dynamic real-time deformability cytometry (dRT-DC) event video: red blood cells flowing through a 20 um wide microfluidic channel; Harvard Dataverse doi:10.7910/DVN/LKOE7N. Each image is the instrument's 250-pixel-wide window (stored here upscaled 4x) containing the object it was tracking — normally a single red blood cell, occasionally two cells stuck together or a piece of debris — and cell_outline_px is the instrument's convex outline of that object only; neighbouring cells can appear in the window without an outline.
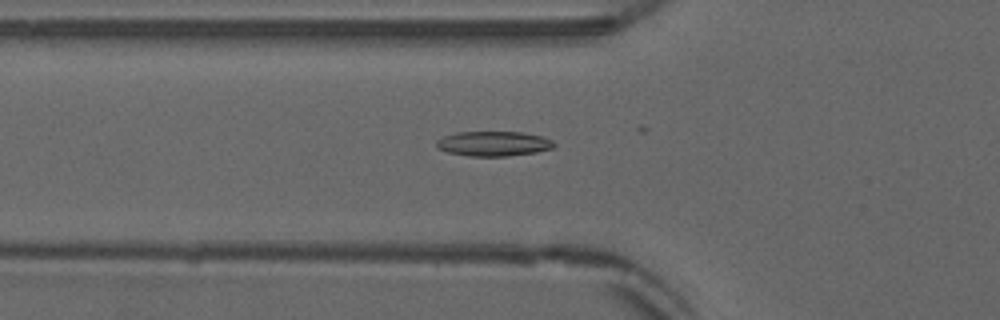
{"species": "common noctule bat (a hibernating species)", "species_latin": "Nyctalus noctula", "temperature_condition": "warm", "stored_images_in_passage": 32, "camera_frame_rate_fps": 3000, "um_per_image_px": 0.085, "animal": {"sex": "male", "forearm_length_mm": 52.5}, "frame": {"image": 1, "passage_image": 20, "time_ms": 6.333, "image_size_px": [1000, 320], "cell_outline_px": [[556, 144], [552, 148], [536, 152], [508, 156], [468, 156], [448, 152], [436, 148], [436, 140], [444, 136], [456, 132], [524, 132], [540, 136], [552, 140]], "centroid_in_image_um": [41.93, 12.21], "position_along_channel_um": 83.9, "area_um2": 17.05}}
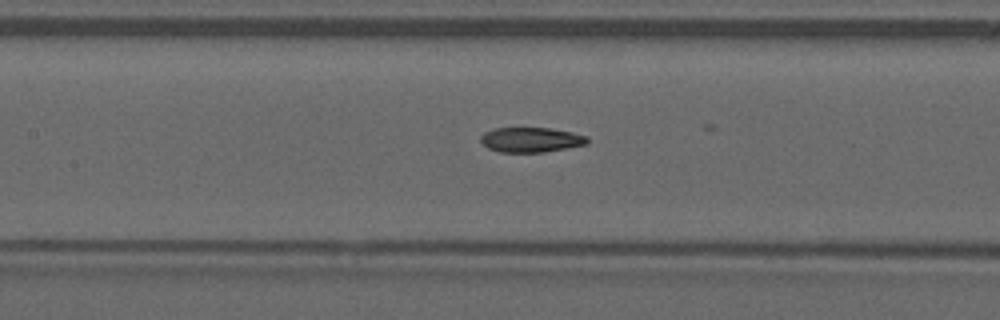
{"frame": {"image": 2, "passage_image": 26, "time_ms": 8.333, "image_size_px": [1000, 320], "cell_outline_px": [[588, 144], [568, 148], [544, 152], [500, 152], [488, 148], [480, 140], [480, 136], [484, 132], [492, 128], [548, 128], [572, 132], [588, 136]], "centroid_in_image_um": [45.14, 11.88], "position_along_channel_um": 162.3, "area_um2": 15.55}}
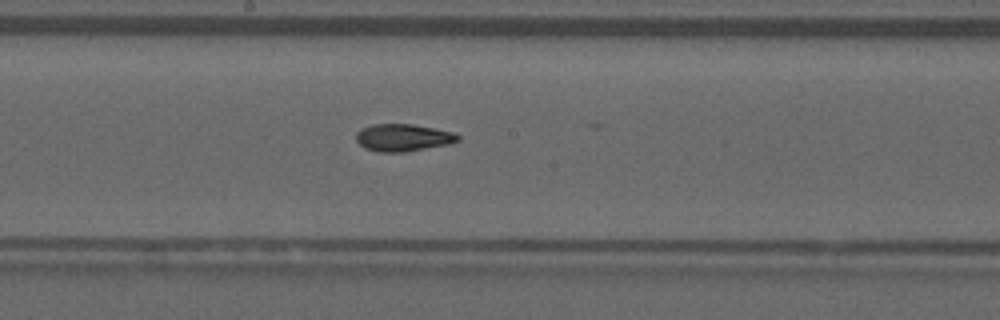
{"frame": {"image": 3, "passage_image": 30, "time_ms": 9.667, "image_size_px": [1000, 320], "cell_outline_px": [[460, 140], [452, 144], [404, 152], [376, 152], [364, 148], [356, 140], [356, 132], [360, 128], [372, 124], [412, 124], [436, 128], [452, 132], [460, 136]], "centroid_in_image_um": [34.26, 11.7], "position_along_channel_um": 213.9, "area_um2": 16.47}}